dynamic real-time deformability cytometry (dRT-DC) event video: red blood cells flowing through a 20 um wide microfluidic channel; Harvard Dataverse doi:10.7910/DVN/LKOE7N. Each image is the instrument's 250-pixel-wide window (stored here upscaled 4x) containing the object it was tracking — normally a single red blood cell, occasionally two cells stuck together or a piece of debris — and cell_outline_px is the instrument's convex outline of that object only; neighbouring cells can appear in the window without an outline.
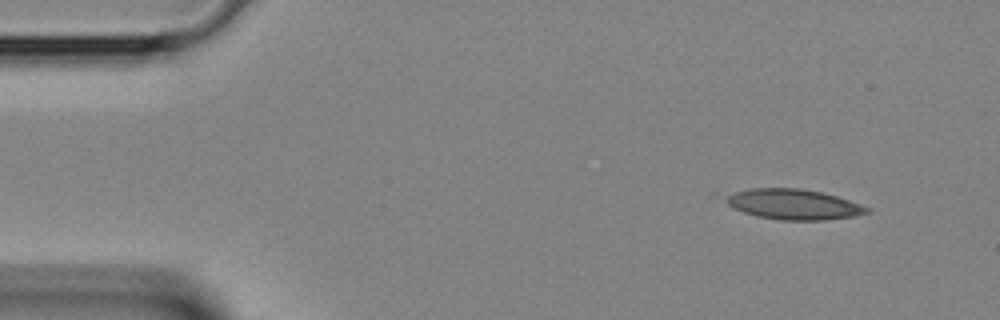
{"species": "Egyptian fruit bat (a non-hibernating species)", "species_latin": "Rousettus aegyptiacus", "temperature_condition": "room temperature", "stored_images_in_passage": 3, "segment_of_instrument_passage": [1, 2], "camera_frame_rate_fps": 3000, "um_per_image_px": 0.085, "animal": {"sex": "female"}, "frame": {"image": 1, "passage_image": 1, "time_ms": 0.0, "image_size_px": [1000, 320], "cell_outline_px": [[872, 212], [856, 216], [824, 220], [780, 220], [756, 216], [744, 212], [728, 204], [712, 192], [752, 188], [800, 188], [820, 192], [836, 196], [872, 208]], "centroid_in_image_um": [67.29, 17.34], "position_along_channel_um": 17.7, "area_um2": 25.84}}